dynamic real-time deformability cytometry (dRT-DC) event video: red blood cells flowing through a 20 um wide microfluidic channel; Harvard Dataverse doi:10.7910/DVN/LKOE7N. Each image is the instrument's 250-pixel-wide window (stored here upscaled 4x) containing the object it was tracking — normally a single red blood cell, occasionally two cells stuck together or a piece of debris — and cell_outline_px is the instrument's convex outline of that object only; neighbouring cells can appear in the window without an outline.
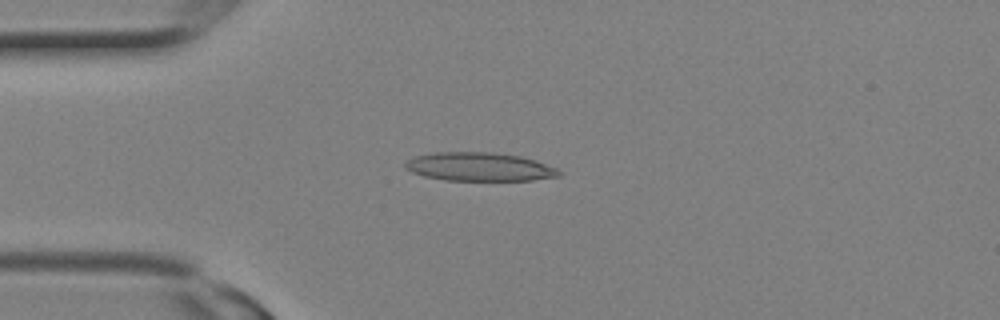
{"species": "Egyptian fruit bat (a non-hibernating species)", "species_latin": "Rousettus aegyptiacus", "temperature_condition": "room temperature", "stored_images_in_passage": 2, "camera_frame_rate_fps": 3000, "um_per_image_px": 0.085, "animal": {"sex": "female"}, "frame": {"image": 1, "passage_image": 2, "time_ms": 0.333, "image_size_px": [1000, 320], "cell_outline_px": [[560, 176], [532, 180], [444, 180], [424, 176], [412, 172], [404, 168], [404, 164], [408, 160], [416, 156], [432, 152], [492, 152], [520, 156], [536, 160], [556, 168], [560, 172]], "centroid_in_image_um": [40.73, 14.17], "position_along_channel_um": 44.3, "area_um2": 25.55}}